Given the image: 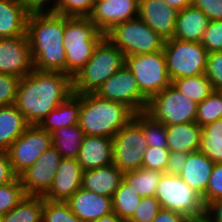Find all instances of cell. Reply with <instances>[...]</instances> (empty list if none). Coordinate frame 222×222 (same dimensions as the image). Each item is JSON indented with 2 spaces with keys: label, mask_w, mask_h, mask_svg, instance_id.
<instances>
[{
  "label": "cell",
  "mask_w": 222,
  "mask_h": 222,
  "mask_svg": "<svg viewBox=\"0 0 222 222\" xmlns=\"http://www.w3.org/2000/svg\"><path fill=\"white\" fill-rule=\"evenodd\" d=\"M84 136L79 123L62 127L51 133L52 145L63 158L77 159Z\"/></svg>",
  "instance_id": "28"
},
{
  "label": "cell",
  "mask_w": 222,
  "mask_h": 222,
  "mask_svg": "<svg viewBox=\"0 0 222 222\" xmlns=\"http://www.w3.org/2000/svg\"><path fill=\"white\" fill-rule=\"evenodd\" d=\"M138 17V0L95 1L90 20L106 35L116 25Z\"/></svg>",
  "instance_id": "16"
},
{
  "label": "cell",
  "mask_w": 222,
  "mask_h": 222,
  "mask_svg": "<svg viewBox=\"0 0 222 222\" xmlns=\"http://www.w3.org/2000/svg\"><path fill=\"white\" fill-rule=\"evenodd\" d=\"M125 66L134 75L140 92L148 100L171 84L163 50L125 56Z\"/></svg>",
  "instance_id": "9"
},
{
  "label": "cell",
  "mask_w": 222,
  "mask_h": 222,
  "mask_svg": "<svg viewBox=\"0 0 222 222\" xmlns=\"http://www.w3.org/2000/svg\"><path fill=\"white\" fill-rule=\"evenodd\" d=\"M66 202L70 210L82 222H94L113 212L112 198L85 190L82 187Z\"/></svg>",
  "instance_id": "19"
},
{
  "label": "cell",
  "mask_w": 222,
  "mask_h": 222,
  "mask_svg": "<svg viewBox=\"0 0 222 222\" xmlns=\"http://www.w3.org/2000/svg\"><path fill=\"white\" fill-rule=\"evenodd\" d=\"M143 129L149 146L167 148L166 125L154 120L146 112L137 113L133 118Z\"/></svg>",
  "instance_id": "34"
},
{
  "label": "cell",
  "mask_w": 222,
  "mask_h": 222,
  "mask_svg": "<svg viewBox=\"0 0 222 222\" xmlns=\"http://www.w3.org/2000/svg\"><path fill=\"white\" fill-rule=\"evenodd\" d=\"M188 153L170 152L168 164L165 173L172 175H180L187 161Z\"/></svg>",
  "instance_id": "47"
},
{
  "label": "cell",
  "mask_w": 222,
  "mask_h": 222,
  "mask_svg": "<svg viewBox=\"0 0 222 222\" xmlns=\"http://www.w3.org/2000/svg\"><path fill=\"white\" fill-rule=\"evenodd\" d=\"M163 52L170 80L205 73L208 52L201 42L167 39Z\"/></svg>",
  "instance_id": "8"
},
{
  "label": "cell",
  "mask_w": 222,
  "mask_h": 222,
  "mask_svg": "<svg viewBox=\"0 0 222 222\" xmlns=\"http://www.w3.org/2000/svg\"><path fill=\"white\" fill-rule=\"evenodd\" d=\"M81 94H71L65 101L52 110L39 126L48 133L56 129L79 123Z\"/></svg>",
  "instance_id": "26"
},
{
  "label": "cell",
  "mask_w": 222,
  "mask_h": 222,
  "mask_svg": "<svg viewBox=\"0 0 222 222\" xmlns=\"http://www.w3.org/2000/svg\"><path fill=\"white\" fill-rule=\"evenodd\" d=\"M134 115L121 103L100 98L94 93L81 94L79 125L85 135L113 138Z\"/></svg>",
  "instance_id": "3"
},
{
  "label": "cell",
  "mask_w": 222,
  "mask_h": 222,
  "mask_svg": "<svg viewBox=\"0 0 222 222\" xmlns=\"http://www.w3.org/2000/svg\"><path fill=\"white\" fill-rule=\"evenodd\" d=\"M177 13L163 0H138V17L164 40L174 36Z\"/></svg>",
  "instance_id": "17"
},
{
  "label": "cell",
  "mask_w": 222,
  "mask_h": 222,
  "mask_svg": "<svg viewBox=\"0 0 222 222\" xmlns=\"http://www.w3.org/2000/svg\"><path fill=\"white\" fill-rule=\"evenodd\" d=\"M71 94L73 81L68 74L33 69L20 79L14 105L29 125H39Z\"/></svg>",
  "instance_id": "1"
},
{
  "label": "cell",
  "mask_w": 222,
  "mask_h": 222,
  "mask_svg": "<svg viewBox=\"0 0 222 222\" xmlns=\"http://www.w3.org/2000/svg\"><path fill=\"white\" fill-rule=\"evenodd\" d=\"M63 157L51 145L18 178L26 195L44 196L53 184L54 177Z\"/></svg>",
  "instance_id": "14"
},
{
  "label": "cell",
  "mask_w": 222,
  "mask_h": 222,
  "mask_svg": "<svg viewBox=\"0 0 222 222\" xmlns=\"http://www.w3.org/2000/svg\"><path fill=\"white\" fill-rule=\"evenodd\" d=\"M65 16L54 12H33L27 20L33 69L66 74L63 43Z\"/></svg>",
  "instance_id": "2"
},
{
  "label": "cell",
  "mask_w": 222,
  "mask_h": 222,
  "mask_svg": "<svg viewBox=\"0 0 222 222\" xmlns=\"http://www.w3.org/2000/svg\"><path fill=\"white\" fill-rule=\"evenodd\" d=\"M141 199V196L122 181L112 197V210L124 221H128Z\"/></svg>",
  "instance_id": "33"
},
{
  "label": "cell",
  "mask_w": 222,
  "mask_h": 222,
  "mask_svg": "<svg viewBox=\"0 0 222 222\" xmlns=\"http://www.w3.org/2000/svg\"><path fill=\"white\" fill-rule=\"evenodd\" d=\"M45 198L25 195L9 212L0 218V222H42Z\"/></svg>",
  "instance_id": "29"
},
{
  "label": "cell",
  "mask_w": 222,
  "mask_h": 222,
  "mask_svg": "<svg viewBox=\"0 0 222 222\" xmlns=\"http://www.w3.org/2000/svg\"><path fill=\"white\" fill-rule=\"evenodd\" d=\"M199 150L215 164L222 163V118L202 127Z\"/></svg>",
  "instance_id": "31"
},
{
  "label": "cell",
  "mask_w": 222,
  "mask_h": 222,
  "mask_svg": "<svg viewBox=\"0 0 222 222\" xmlns=\"http://www.w3.org/2000/svg\"><path fill=\"white\" fill-rule=\"evenodd\" d=\"M170 151L168 148L148 146L144 151L142 168L165 173Z\"/></svg>",
  "instance_id": "39"
},
{
  "label": "cell",
  "mask_w": 222,
  "mask_h": 222,
  "mask_svg": "<svg viewBox=\"0 0 222 222\" xmlns=\"http://www.w3.org/2000/svg\"><path fill=\"white\" fill-rule=\"evenodd\" d=\"M105 37L125 56L162 51L165 43V40L139 17L116 25Z\"/></svg>",
  "instance_id": "7"
},
{
  "label": "cell",
  "mask_w": 222,
  "mask_h": 222,
  "mask_svg": "<svg viewBox=\"0 0 222 222\" xmlns=\"http://www.w3.org/2000/svg\"><path fill=\"white\" fill-rule=\"evenodd\" d=\"M95 0H59L54 13L66 17H89Z\"/></svg>",
  "instance_id": "38"
},
{
  "label": "cell",
  "mask_w": 222,
  "mask_h": 222,
  "mask_svg": "<svg viewBox=\"0 0 222 222\" xmlns=\"http://www.w3.org/2000/svg\"><path fill=\"white\" fill-rule=\"evenodd\" d=\"M105 37L89 17H66L63 34L66 52V74L75 77L93 55L95 47Z\"/></svg>",
  "instance_id": "4"
},
{
  "label": "cell",
  "mask_w": 222,
  "mask_h": 222,
  "mask_svg": "<svg viewBox=\"0 0 222 222\" xmlns=\"http://www.w3.org/2000/svg\"><path fill=\"white\" fill-rule=\"evenodd\" d=\"M148 146L142 127L132 119L112 138L113 164L123 173L142 168Z\"/></svg>",
  "instance_id": "11"
},
{
  "label": "cell",
  "mask_w": 222,
  "mask_h": 222,
  "mask_svg": "<svg viewBox=\"0 0 222 222\" xmlns=\"http://www.w3.org/2000/svg\"><path fill=\"white\" fill-rule=\"evenodd\" d=\"M201 43L208 53L222 51V20L209 21Z\"/></svg>",
  "instance_id": "41"
},
{
  "label": "cell",
  "mask_w": 222,
  "mask_h": 222,
  "mask_svg": "<svg viewBox=\"0 0 222 222\" xmlns=\"http://www.w3.org/2000/svg\"><path fill=\"white\" fill-rule=\"evenodd\" d=\"M155 198L162 209L183 214L193 222H204L206 206L202 196L183 181L180 175L163 173Z\"/></svg>",
  "instance_id": "6"
},
{
  "label": "cell",
  "mask_w": 222,
  "mask_h": 222,
  "mask_svg": "<svg viewBox=\"0 0 222 222\" xmlns=\"http://www.w3.org/2000/svg\"><path fill=\"white\" fill-rule=\"evenodd\" d=\"M168 6L176 11H182L184 8L191 6L192 0H163Z\"/></svg>",
  "instance_id": "51"
},
{
  "label": "cell",
  "mask_w": 222,
  "mask_h": 222,
  "mask_svg": "<svg viewBox=\"0 0 222 222\" xmlns=\"http://www.w3.org/2000/svg\"><path fill=\"white\" fill-rule=\"evenodd\" d=\"M123 172L113 163L107 166L85 170L82 174V188L112 198L123 181Z\"/></svg>",
  "instance_id": "21"
},
{
  "label": "cell",
  "mask_w": 222,
  "mask_h": 222,
  "mask_svg": "<svg viewBox=\"0 0 222 222\" xmlns=\"http://www.w3.org/2000/svg\"><path fill=\"white\" fill-rule=\"evenodd\" d=\"M197 106L170 84L149 100L146 113L165 125L183 124L196 120Z\"/></svg>",
  "instance_id": "10"
},
{
  "label": "cell",
  "mask_w": 222,
  "mask_h": 222,
  "mask_svg": "<svg viewBox=\"0 0 222 222\" xmlns=\"http://www.w3.org/2000/svg\"><path fill=\"white\" fill-rule=\"evenodd\" d=\"M20 78L0 73V106L13 105L16 100Z\"/></svg>",
  "instance_id": "43"
},
{
  "label": "cell",
  "mask_w": 222,
  "mask_h": 222,
  "mask_svg": "<svg viewBox=\"0 0 222 222\" xmlns=\"http://www.w3.org/2000/svg\"><path fill=\"white\" fill-rule=\"evenodd\" d=\"M25 192L20 179L0 186V218L12 210L24 197Z\"/></svg>",
  "instance_id": "37"
},
{
  "label": "cell",
  "mask_w": 222,
  "mask_h": 222,
  "mask_svg": "<svg viewBox=\"0 0 222 222\" xmlns=\"http://www.w3.org/2000/svg\"><path fill=\"white\" fill-rule=\"evenodd\" d=\"M170 152H195L200 149L202 127L194 122L166 125Z\"/></svg>",
  "instance_id": "24"
},
{
  "label": "cell",
  "mask_w": 222,
  "mask_h": 222,
  "mask_svg": "<svg viewBox=\"0 0 222 222\" xmlns=\"http://www.w3.org/2000/svg\"><path fill=\"white\" fill-rule=\"evenodd\" d=\"M51 145L50 133L43 130L39 125H29L7 150L14 174L18 177Z\"/></svg>",
  "instance_id": "13"
},
{
  "label": "cell",
  "mask_w": 222,
  "mask_h": 222,
  "mask_svg": "<svg viewBox=\"0 0 222 222\" xmlns=\"http://www.w3.org/2000/svg\"><path fill=\"white\" fill-rule=\"evenodd\" d=\"M162 174L158 170L140 168L124 172L123 182L142 198L154 197Z\"/></svg>",
  "instance_id": "30"
},
{
  "label": "cell",
  "mask_w": 222,
  "mask_h": 222,
  "mask_svg": "<svg viewBox=\"0 0 222 222\" xmlns=\"http://www.w3.org/2000/svg\"><path fill=\"white\" fill-rule=\"evenodd\" d=\"M16 177L11 167L8 152L0 149V186L12 182Z\"/></svg>",
  "instance_id": "48"
},
{
  "label": "cell",
  "mask_w": 222,
  "mask_h": 222,
  "mask_svg": "<svg viewBox=\"0 0 222 222\" xmlns=\"http://www.w3.org/2000/svg\"><path fill=\"white\" fill-rule=\"evenodd\" d=\"M152 222H193L185 215L167 209H161Z\"/></svg>",
  "instance_id": "50"
},
{
  "label": "cell",
  "mask_w": 222,
  "mask_h": 222,
  "mask_svg": "<svg viewBox=\"0 0 222 222\" xmlns=\"http://www.w3.org/2000/svg\"><path fill=\"white\" fill-rule=\"evenodd\" d=\"M83 169L77 159L62 158L46 200L67 201L82 186Z\"/></svg>",
  "instance_id": "18"
},
{
  "label": "cell",
  "mask_w": 222,
  "mask_h": 222,
  "mask_svg": "<svg viewBox=\"0 0 222 222\" xmlns=\"http://www.w3.org/2000/svg\"><path fill=\"white\" fill-rule=\"evenodd\" d=\"M160 202L154 197H143L138 204L130 222H152L161 210Z\"/></svg>",
  "instance_id": "40"
},
{
  "label": "cell",
  "mask_w": 222,
  "mask_h": 222,
  "mask_svg": "<svg viewBox=\"0 0 222 222\" xmlns=\"http://www.w3.org/2000/svg\"><path fill=\"white\" fill-rule=\"evenodd\" d=\"M30 12H54L59 0H19Z\"/></svg>",
  "instance_id": "46"
},
{
  "label": "cell",
  "mask_w": 222,
  "mask_h": 222,
  "mask_svg": "<svg viewBox=\"0 0 222 222\" xmlns=\"http://www.w3.org/2000/svg\"><path fill=\"white\" fill-rule=\"evenodd\" d=\"M98 97L121 103L135 114L146 112L149 100L140 92L134 75L124 65L94 93Z\"/></svg>",
  "instance_id": "12"
},
{
  "label": "cell",
  "mask_w": 222,
  "mask_h": 222,
  "mask_svg": "<svg viewBox=\"0 0 222 222\" xmlns=\"http://www.w3.org/2000/svg\"><path fill=\"white\" fill-rule=\"evenodd\" d=\"M191 5L200 9L209 21L222 20V0H192Z\"/></svg>",
  "instance_id": "45"
},
{
  "label": "cell",
  "mask_w": 222,
  "mask_h": 222,
  "mask_svg": "<svg viewBox=\"0 0 222 222\" xmlns=\"http://www.w3.org/2000/svg\"><path fill=\"white\" fill-rule=\"evenodd\" d=\"M94 222H124V220L114 212H111L110 214L105 215Z\"/></svg>",
  "instance_id": "52"
},
{
  "label": "cell",
  "mask_w": 222,
  "mask_h": 222,
  "mask_svg": "<svg viewBox=\"0 0 222 222\" xmlns=\"http://www.w3.org/2000/svg\"><path fill=\"white\" fill-rule=\"evenodd\" d=\"M29 14L19 0H0V38L27 35Z\"/></svg>",
  "instance_id": "22"
},
{
  "label": "cell",
  "mask_w": 222,
  "mask_h": 222,
  "mask_svg": "<svg viewBox=\"0 0 222 222\" xmlns=\"http://www.w3.org/2000/svg\"><path fill=\"white\" fill-rule=\"evenodd\" d=\"M222 198V163L214 164L205 195L202 197L205 206Z\"/></svg>",
  "instance_id": "44"
},
{
  "label": "cell",
  "mask_w": 222,
  "mask_h": 222,
  "mask_svg": "<svg viewBox=\"0 0 222 222\" xmlns=\"http://www.w3.org/2000/svg\"><path fill=\"white\" fill-rule=\"evenodd\" d=\"M33 70L28 36L0 38V73L18 78Z\"/></svg>",
  "instance_id": "15"
},
{
  "label": "cell",
  "mask_w": 222,
  "mask_h": 222,
  "mask_svg": "<svg viewBox=\"0 0 222 222\" xmlns=\"http://www.w3.org/2000/svg\"><path fill=\"white\" fill-rule=\"evenodd\" d=\"M112 138L85 135L81 144L78 162L83 171L113 163Z\"/></svg>",
  "instance_id": "20"
},
{
  "label": "cell",
  "mask_w": 222,
  "mask_h": 222,
  "mask_svg": "<svg viewBox=\"0 0 222 222\" xmlns=\"http://www.w3.org/2000/svg\"><path fill=\"white\" fill-rule=\"evenodd\" d=\"M171 85L187 97L193 99L196 103L202 102L214 91L205 73L171 80Z\"/></svg>",
  "instance_id": "32"
},
{
  "label": "cell",
  "mask_w": 222,
  "mask_h": 222,
  "mask_svg": "<svg viewBox=\"0 0 222 222\" xmlns=\"http://www.w3.org/2000/svg\"><path fill=\"white\" fill-rule=\"evenodd\" d=\"M208 23L207 16L200 9L188 6L177 13L173 38L201 42Z\"/></svg>",
  "instance_id": "25"
},
{
  "label": "cell",
  "mask_w": 222,
  "mask_h": 222,
  "mask_svg": "<svg viewBox=\"0 0 222 222\" xmlns=\"http://www.w3.org/2000/svg\"><path fill=\"white\" fill-rule=\"evenodd\" d=\"M205 75L214 91H222V51L208 53Z\"/></svg>",
  "instance_id": "42"
},
{
  "label": "cell",
  "mask_w": 222,
  "mask_h": 222,
  "mask_svg": "<svg viewBox=\"0 0 222 222\" xmlns=\"http://www.w3.org/2000/svg\"><path fill=\"white\" fill-rule=\"evenodd\" d=\"M42 222H82L71 210L66 201L44 202Z\"/></svg>",
  "instance_id": "36"
},
{
  "label": "cell",
  "mask_w": 222,
  "mask_h": 222,
  "mask_svg": "<svg viewBox=\"0 0 222 222\" xmlns=\"http://www.w3.org/2000/svg\"><path fill=\"white\" fill-rule=\"evenodd\" d=\"M125 65V55L107 37L95 47L82 70L72 78L73 93H95L97 89Z\"/></svg>",
  "instance_id": "5"
},
{
  "label": "cell",
  "mask_w": 222,
  "mask_h": 222,
  "mask_svg": "<svg viewBox=\"0 0 222 222\" xmlns=\"http://www.w3.org/2000/svg\"><path fill=\"white\" fill-rule=\"evenodd\" d=\"M204 222H222V198L206 206Z\"/></svg>",
  "instance_id": "49"
},
{
  "label": "cell",
  "mask_w": 222,
  "mask_h": 222,
  "mask_svg": "<svg viewBox=\"0 0 222 222\" xmlns=\"http://www.w3.org/2000/svg\"><path fill=\"white\" fill-rule=\"evenodd\" d=\"M222 118V91H213L198 103L195 122L201 127Z\"/></svg>",
  "instance_id": "35"
},
{
  "label": "cell",
  "mask_w": 222,
  "mask_h": 222,
  "mask_svg": "<svg viewBox=\"0 0 222 222\" xmlns=\"http://www.w3.org/2000/svg\"><path fill=\"white\" fill-rule=\"evenodd\" d=\"M28 126L24 115L14 104L0 106V149L7 151Z\"/></svg>",
  "instance_id": "27"
},
{
  "label": "cell",
  "mask_w": 222,
  "mask_h": 222,
  "mask_svg": "<svg viewBox=\"0 0 222 222\" xmlns=\"http://www.w3.org/2000/svg\"><path fill=\"white\" fill-rule=\"evenodd\" d=\"M200 150L188 153L187 161L180 177L202 197L205 195L209 178L214 166Z\"/></svg>",
  "instance_id": "23"
}]
</instances>
